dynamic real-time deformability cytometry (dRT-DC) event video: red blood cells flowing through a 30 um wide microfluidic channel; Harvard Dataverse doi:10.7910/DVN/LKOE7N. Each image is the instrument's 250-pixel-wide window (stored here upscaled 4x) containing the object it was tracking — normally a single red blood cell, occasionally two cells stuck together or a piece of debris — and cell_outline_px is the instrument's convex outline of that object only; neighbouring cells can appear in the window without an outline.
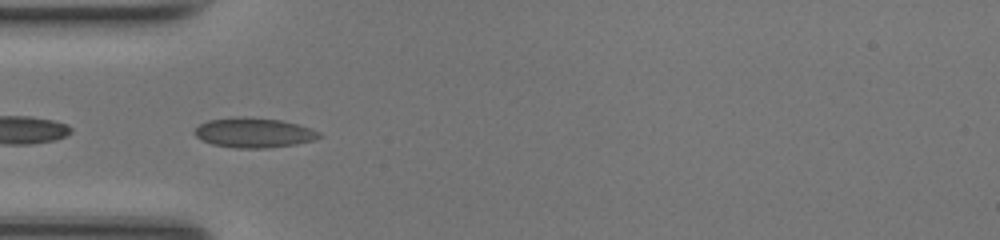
{"species": "common noctule bat (a hibernating species)", "species_latin": "Nyctalus noctula", "temperature_condition": "room temperature", "stored_images_in_passage": 40, "camera_frame_rate_fps": 3000, "um_per_image_px": 0.085, "animal": {"sex": "female", "body_mass_g": 17.0, "forearm_length_mm": 48.0}, "frame": {"image": 1, "passage_image": 6, "time_ms": 1.667, "image_size_px": [1000, 240], "cell_outline_px": [[324, 136], [312, 140], [296, 144], [264, 148], [236, 148], [212, 144], [196, 136], [192, 132], [200, 124], [208, 120], [240, 116], [244, 116], [280, 120], [312, 128], [320, 132]], "centroid_in_image_um": [21.59, 11.27], "position_along_channel_um": 63.4, "area_um2": 21.62}}
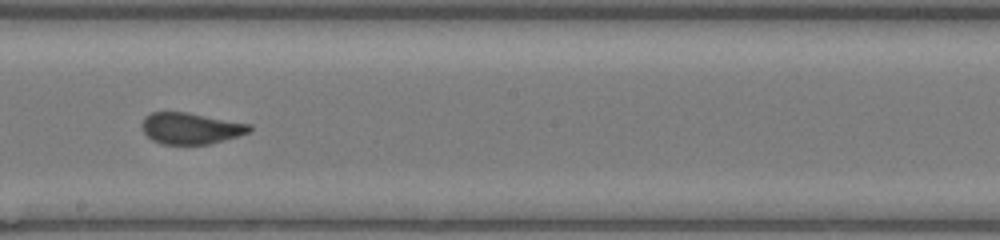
{"frame": {"image": 2, "passage_image": 18, "time_ms": 5.667, "image_size_px": [1000, 240], "cell_outline_px": [[252, 128], [248, 132], [236, 136], [208, 144], [160, 144], [152, 140], [144, 132], [144, 116], [152, 112], [188, 112], [252, 124]], "centroid_in_image_um": [16.22, 10.9], "position_along_channel_um": 232.0, "area_um2": 19.42}}
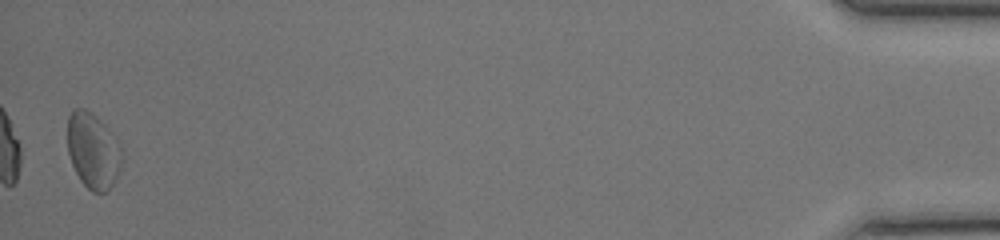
{"frame": {"image": 3, "passage_image": 39, "time_ms": 12.667, "image_size_px": [1000, 240], "cell_outline_px": [[120, 168], [108, 192], [92, 192], [80, 180], [72, 164], [68, 152], [68, 116], [76, 108], [84, 108], [92, 112], [104, 124], [120, 148]], "centroid_in_image_um": [7.87, 12.81], "position_along_channel_um": 427.3, "area_um2": 23.41}, "authors_computed_cell_mechanics": {"area_um2": 19.9699, "velocity_mm_per_s": 4.2263, "shape_relaxation_time_tau1_ms": 10.4284, "shape_relaxation_time_tau2_ms": null, "deformation_change_tau1": 0.2328, "deformation_change_tau2": null}}